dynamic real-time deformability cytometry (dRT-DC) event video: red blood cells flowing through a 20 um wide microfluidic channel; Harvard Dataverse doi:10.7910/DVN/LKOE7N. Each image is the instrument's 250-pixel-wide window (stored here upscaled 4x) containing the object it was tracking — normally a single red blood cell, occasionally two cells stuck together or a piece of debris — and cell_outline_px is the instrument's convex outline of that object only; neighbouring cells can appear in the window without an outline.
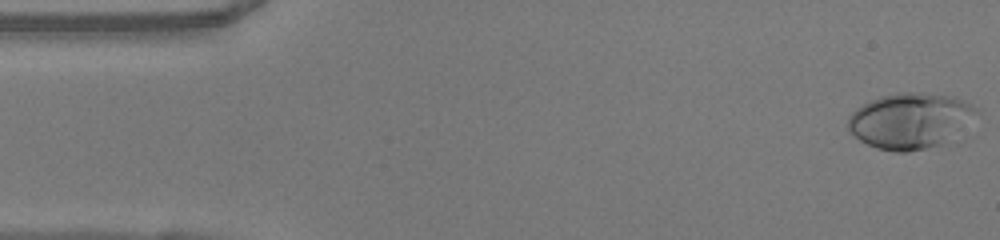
{"species": "human", "species_latin": "Homo sapiens", "temperature_condition": "warm", "stored_images_in_passage": 50, "camera_frame_rate_fps": 3000, "um_per_image_px": 0.085, "donor": {"sex": "female"}, "frame": {"image": 1, "passage_image": 1, "time_ms": 0.0, "image_size_px": [1000, 240], "cell_outline_px": [[980, 112], [940, 144], [908, 152], [896, 152], [876, 148], [860, 140], [848, 132], [848, 116], [856, 108], [880, 96], [900, 92], [920, 92], [956, 96], [980, 108]], "centroid_in_image_um": [77.33, 10.23], "position_along_channel_um": 7.7, "area_um2": 41.33}}
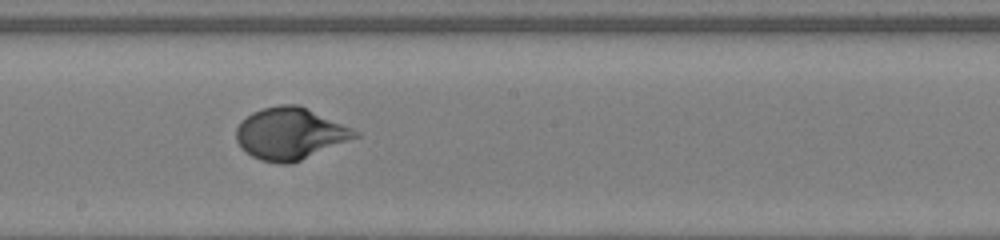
{"frame": {"image": 2, "passage_image": 26, "time_ms": 8.333, "image_size_px": [1000, 240], "cell_outline_px": [[360, 136], [292, 164], [280, 164], [260, 160], [252, 156], [240, 148], [236, 140], [236, 128], [252, 112], [264, 108], [280, 104], [296, 104], [352, 128], [360, 132]], "centroid_in_image_um": [24.65, 11.38], "position_along_channel_um": 223.6, "area_um2": 35.66}}
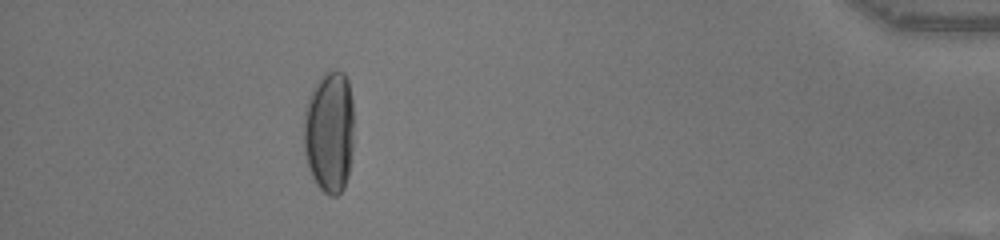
{"frame": {"image": 3, "passage_image": 44, "time_ms": 14.333, "image_size_px": [1000, 240], "cell_outline_px": [[352, 148], [348, 176], [344, 188], [336, 196], [328, 196], [316, 184], [308, 168], [304, 152], [304, 112], [308, 96], [312, 88], [320, 76], [324, 72], [336, 68], [344, 72], [348, 80], [352, 100]], "centroid_in_image_um": [27.98, 11.18], "position_along_channel_um": 407.2, "area_um2": 36.18}, "authors_computed_cell_mechanics": {"area_um2": 35.6337, "velocity_mm_per_s": 4.084, "shape_relaxation_time_tau1_ms": 4.2838, "shape_relaxation_time_tau2_ms": null, "deformation_change_tau1": 0.2435, "deformation_change_tau2": null}}